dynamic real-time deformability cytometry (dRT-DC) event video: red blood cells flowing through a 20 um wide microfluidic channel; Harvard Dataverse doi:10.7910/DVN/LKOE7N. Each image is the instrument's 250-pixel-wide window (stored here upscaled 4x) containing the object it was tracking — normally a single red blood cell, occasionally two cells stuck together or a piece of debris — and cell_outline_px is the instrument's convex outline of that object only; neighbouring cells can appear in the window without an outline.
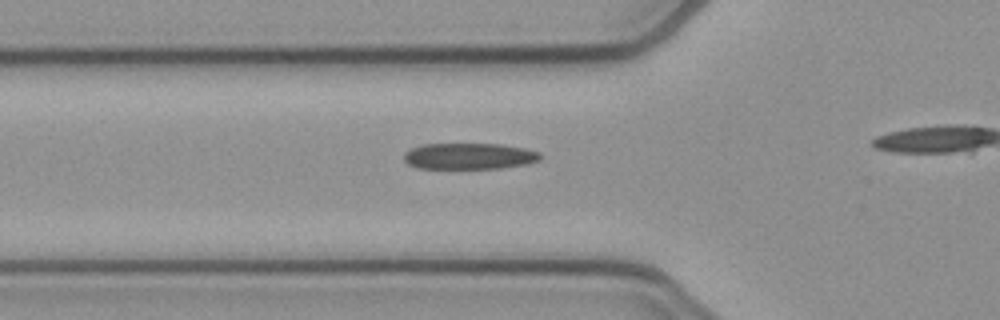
{"species": "common noctule bat (a hibernating species)", "species_latin": "Nyctalus noctula", "temperature_condition": "cold", "stored_images_in_passage": 19, "camera_frame_rate_fps": 3000, "um_per_image_px": 0.085, "animal": {"sex": "female", "body_mass_g": 21.9}, "frame": {"image": 1, "passage_image": 14, "time_ms": 4.333, "image_size_px": [1000, 320], "cell_outline_px": [[540, 160], [524, 164], [500, 168], [416, 168], [408, 164], [404, 160], [404, 152], [412, 148], [424, 144], [500, 144], [524, 148], [540, 152]], "centroid_in_image_um": [39.86, 13.27], "position_along_channel_um": 85.9, "area_um2": 20.69}}